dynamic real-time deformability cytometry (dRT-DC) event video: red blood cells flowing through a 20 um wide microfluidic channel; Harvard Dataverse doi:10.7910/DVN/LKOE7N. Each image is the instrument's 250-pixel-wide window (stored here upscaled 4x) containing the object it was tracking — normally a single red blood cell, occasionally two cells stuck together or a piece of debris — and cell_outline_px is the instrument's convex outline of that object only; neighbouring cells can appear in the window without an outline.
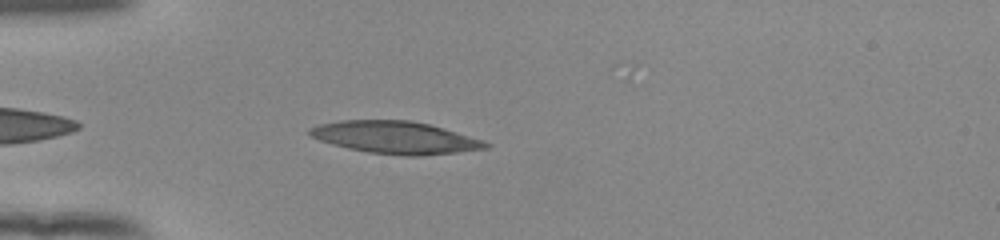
{"species": "human", "species_latin": "Homo sapiens", "temperature_condition": "room temperature", "stored_images_in_passage": 39, "camera_frame_rate_fps": 3000, "um_per_image_px": 0.085, "donor": {"sex": "female"}, "frame": {"image": 1, "passage_image": 3, "time_ms": 0.667, "image_size_px": [1000, 240], "cell_outline_px": [[492, 144], [488, 148], [456, 152], [420, 156], [404, 156], [368, 152], [348, 148], [332, 144], [308, 136], [308, 128], [320, 124], [340, 120], [412, 120], [444, 128], [484, 140]], "centroid_in_image_um": [33.6, 11.68], "position_along_channel_um": 51.4, "area_um2": 33.29}}
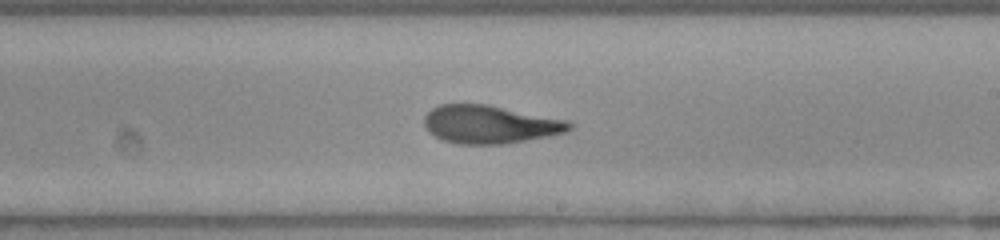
{"frame": {"image": 2, "passage_image": 19, "time_ms": 6.0, "image_size_px": [1000, 240], "cell_outline_px": [[572, 128], [568, 132], [504, 144], [460, 144], [440, 140], [428, 132], [424, 124], [424, 116], [432, 108], [440, 104], [488, 104], [568, 120], [572, 124]], "centroid_in_image_um": [41.63, 10.57], "position_along_channel_um": 247.4, "area_um2": 32.43}}
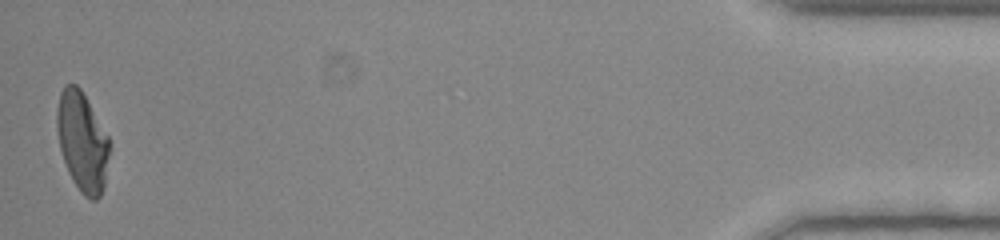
{"frame": {"image": 3, "passage_image": 39, "time_ms": 12.667, "image_size_px": [1000, 240], "cell_outline_px": [[108, 156], [104, 188], [100, 196], [96, 200], [92, 200], [84, 196], [80, 192], [72, 180], [68, 172], [60, 148], [56, 128], [56, 108], [60, 92], [64, 84], [76, 84], [80, 88], [108, 136]], "centroid_in_image_um": [6.96, 12.04], "position_along_channel_um": 428.2, "area_um2": 30.29}, "authors_computed_cell_mechanics": {"area_um2": 32.368, "velocity_mm_per_s": 3.9717, "shape_relaxation_time_tau1_ms": 9.9967, "shape_relaxation_time_tau2_ms": 2.0618, "deformation_change_tau1": 0.3237, "deformation_change_tau2": 0.109}}